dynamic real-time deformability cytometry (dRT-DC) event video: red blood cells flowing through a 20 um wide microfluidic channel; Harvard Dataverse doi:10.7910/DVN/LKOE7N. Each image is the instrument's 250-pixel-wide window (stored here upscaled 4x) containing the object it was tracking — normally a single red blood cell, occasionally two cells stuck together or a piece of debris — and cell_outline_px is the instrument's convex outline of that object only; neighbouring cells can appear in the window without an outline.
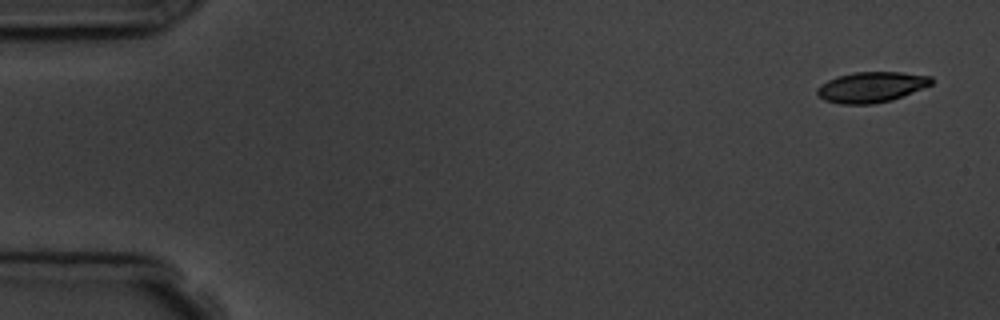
{"species": "common noctule bat (a hibernating species)", "species_latin": "Nyctalus noctula", "temperature_condition": "room temperature", "stored_images_in_passage": 4, "camera_frame_rate_fps": 3000, "um_per_image_px": 0.085, "animal": {"sex": "male", "body_mass_g": 19.5, "forearm_length_mm": 54.6}, "frame": {"image": 1, "passage_image": 1, "time_ms": 0.0, "image_size_px": [1000, 320], "cell_outline_px": [[932, 84], [892, 100], [872, 104], [840, 104], [824, 100], [816, 92], [816, 88], [820, 84], [836, 76], [852, 72], [900, 72], [932, 76]], "centroid_in_image_um": [74.03, 7.4], "position_along_channel_um": 11.0, "area_um2": 20.35}}
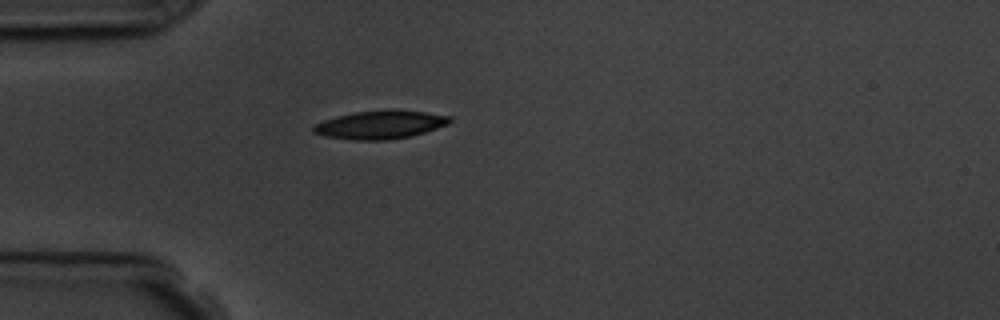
{"frame": {"image": 2, "passage_image": 4, "time_ms": 4.333, "image_size_px": [1000, 320], "cell_outline_px": [[452, 120], [448, 124], [424, 132], [408, 136], [388, 140], [352, 140], [324, 136], [312, 132], [312, 124], [336, 116], [356, 112], [392, 108], [424, 112], [452, 116]], "centroid_in_image_um": [32.29, 10.58], "position_along_channel_um": 52.7, "area_um2": 22.72}}